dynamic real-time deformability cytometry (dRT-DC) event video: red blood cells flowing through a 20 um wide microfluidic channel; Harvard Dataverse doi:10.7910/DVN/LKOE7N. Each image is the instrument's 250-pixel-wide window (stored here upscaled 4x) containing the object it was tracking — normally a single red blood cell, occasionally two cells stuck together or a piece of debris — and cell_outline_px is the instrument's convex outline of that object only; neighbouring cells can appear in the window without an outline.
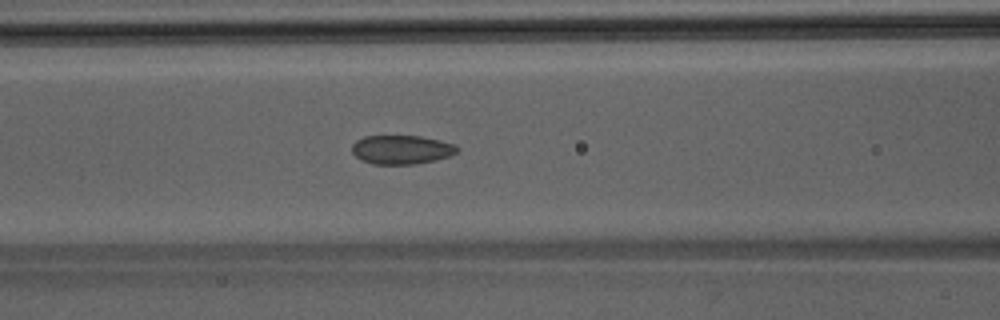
{"species": "Egyptian fruit bat (a non-hibernating species)", "species_latin": "Rousettus aegyptiacus", "temperature_condition": "room temperature", "stored_images_in_passage": 35, "camera_frame_rate_fps": 3000, "um_per_image_px": 0.085, "animal": {"sex": "male"}, "frame": {"image": 1, "passage_image": 10, "time_ms": 3.0, "image_size_px": [1000, 320], "cell_outline_px": [[460, 148], [456, 152], [448, 156], [436, 160], [416, 164], [372, 164], [360, 160], [352, 152], [352, 144], [356, 140], [364, 136], [420, 136], [440, 140], [456, 144]], "centroid_in_image_um": [34.12, 12.72], "position_along_channel_um": 132.5, "area_um2": 17.86}}
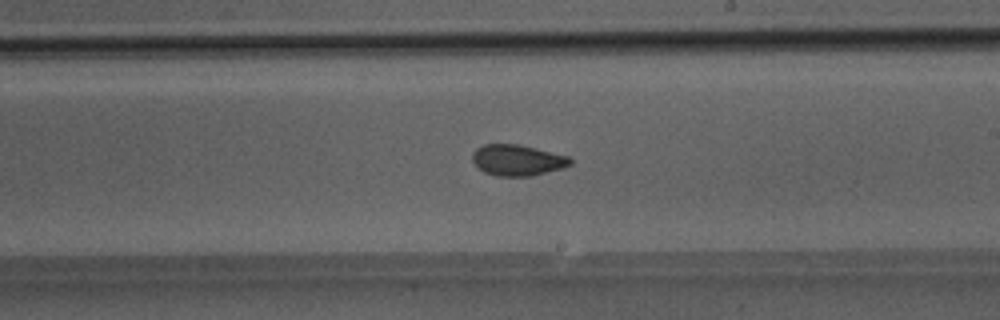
{"frame": {"image": 2, "passage_image": 18, "time_ms": 5.667, "image_size_px": [1000, 320], "cell_outline_px": [[572, 164], [560, 168], [532, 176], [496, 176], [484, 172], [472, 160], [472, 152], [476, 148], [484, 144], [516, 144], [568, 156], [572, 160]], "centroid_in_image_um": [43.94, 13.61], "position_along_channel_um": 245.1, "area_um2": 17.46}}
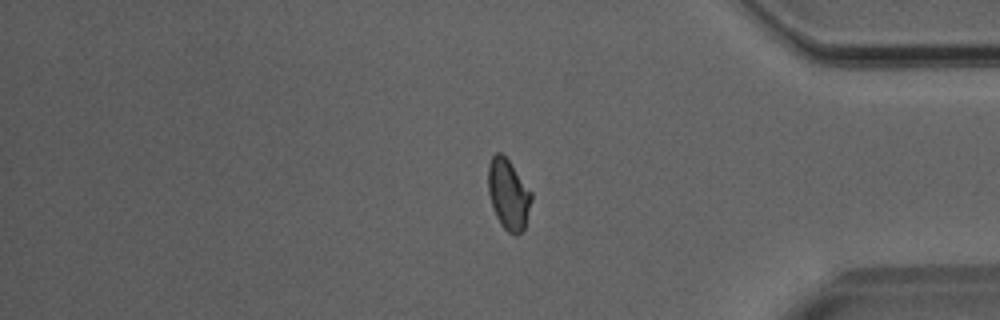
{"frame": {"image": 3, "passage_image": 30, "time_ms": 9.667, "image_size_px": [1000, 320], "cell_outline_px": [[532, 200], [524, 228], [516, 236], [508, 232], [500, 224], [492, 208], [488, 192], [488, 164], [492, 156], [496, 152], [500, 152], [508, 160], [532, 192]], "centroid_in_image_um": [43.2, 16.53], "position_along_channel_um": 392.0, "area_um2": 17.74}}